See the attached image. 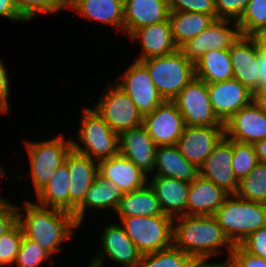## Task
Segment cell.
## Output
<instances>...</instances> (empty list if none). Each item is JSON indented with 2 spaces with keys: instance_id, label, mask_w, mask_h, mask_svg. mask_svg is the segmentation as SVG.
Wrapping results in <instances>:
<instances>
[{
  "instance_id": "obj_49",
  "label": "cell",
  "mask_w": 266,
  "mask_h": 267,
  "mask_svg": "<svg viewBox=\"0 0 266 267\" xmlns=\"http://www.w3.org/2000/svg\"><path fill=\"white\" fill-rule=\"evenodd\" d=\"M258 161L266 163V138L257 141L253 144Z\"/></svg>"
},
{
  "instance_id": "obj_34",
  "label": "cell",
  "mask_w": 266,
  "mask_h": 267,
  "mask_svg": "<svg viewBox=\"0 0 266 267\" xmlns=\"http://www.w3.org/2000/svg\"><path fill=\"white\" fill-rule=\"evenodd\" d=\"M194 259L173 245L161 251L143 254L136 267H189Z\"/></svg>"
},
{
  "instance_id": "obj_19",
  "label": "cell",
  "mask_w": 266,
  "mask_h": 267,
  "mask_svg": "<svg viewBox=\"0 0 266 267\" xmlns=\"http://www.w3.org/2000/svg\"><path fill=\"white\" fill-rule=\"evenodd\" d=\"M156 147L143 125L119 134V154L133 161L146 175L154 172Z\"/></svg>"
},
{
  "instance_id": "obj_18",
  "label": "cell",
  "mask_w": 266,
  "mask_h": 267,
  "mask_svg": "<svg viewBox=\"0 0 266 267\" xmlns=\"http://www.w3.org/2000/svg\"><path fill=\"white\" fill-rule=\"evenodd\" d=\"M233 78L251 92L257 90L258 53L261 51L253 36L240 35L231 45Z\"/></svg>"
},
{
  "instance_id": "obj_9",
  "label": "cell",
  "mask_w": 266,
  "mask_h": 267,
  "mask_svg": "<svg viewBox=\"0 0 266 267\" xmlns=\"http://www.w3.org/2000/svg\"><path fill=\"white\" fill-rule=\"evenodd\" d=\"M108 89L93 109L118 134L141 126L143 116L130 96L121 90L116 83L112 86L109 85Z\"/></svg>"
},
{
  "instance_id": "obj_27",
  "label": "cell",
  "mask_w": 266,
  "mask_h": 267,
  "mask_svg": "<svg viewBox=\"0 0 266 267\" xmlns=\"http://www.w3.org/2000/svg\"><path fill=\"white\" fill-rule=\"evenodd\" d=\"M65 9L71 8L88 20L109 24L123 30V0H64Z\"/></svg>"
},
{
  "instance_id": "obj_8",
  "label": "cell",
  "mask_w": 266,
  "mask_h": 267,
  "mask_svg": "<svg viewBox=\"0 0 266 267\" xmlns=\"http://www.w3.org/2000/svg\"><path fill=\"white\" fill-rule=\"evenodd\" d=\"M187 126H224L213 111L207 83L195 77L173 100Z\"/></svg>"
},
{
  "instance_id": "obj_16",
  "label": "cell",
  "mask_w": 266,
  "mask_h": 267,
  "mask_svg": "<svg viewBox=\"0 0 266 267\" xmlns=\"http://www.w3.org/2000/svg\"><path fill=\"white\" fill-rule=\"evenodd\" d=\"M207 89L213 111L224 124L253 99V92L234 78L208 83Z\"/></svg>"
},
{
  "instance_id": "obj_1",
  "label": "cell",
  "mask_w": 266,
  "mask_h": 267,
  "mask_svg": "<svg viewBox=\"0 0 266 267\" xmlns=\"http://www.w3.org/2000/svg\"><path fill=\"white\" fill-rule=\"evenodd\" d=\"M174 221H178V224ZM172 232V245L197 261H207L217 255L222 246L226 247L229 254L233 249V244L213 215L175 217Z\"/></svg>"
},
{
  "instance_id": "obj_52",
  "label": "cell",
  "mask_w": 266,
  "mask_h": 267,
  "mask_svg": "<svg viewBox=\"0 0 266 267\" xmlns=\"http://www.w3.org/2000/svg\"><path fill=\"white\" fill-rule=\"evenodd\" d=\"M211 267H231L226 261L223 263H212Z\"/></svg>"
},
{
  "instance_id": "obj_13",
  "label": "cell",
  "mask_w": 266,
  "mask_h": 267,
  "mask_svg": "<svg viewBox=\"0 0 266 267\" xmlns=\"http://www.w3.org/2000/svg\"><path fill=\"white\" fill-rule=\"evenodd\" d=\"M232 157L233 140L224 136L199 167V175L214 182L228 194H236L239 181L231 166Z\"/></svg>"
},
{
  "instance_id": "obj_42",
  "label": "cell",
  "mask_w": 266,
  "mask_h": 267,
  "mask_svg": "<svg viewBox=\"0 0 266 267\" xmlns=\"http://www.w3.org/2000/svg\"><path fill=\"white\" fill-rule=\"evenodd\" d=\"M231 267H266V260L245 251L240 245H233L226 261Z\"/></svg>"
},
{
  "instance_id": "obj_53",
  "label": "cell",
  "mask_w": 266,
  "mask_h": 267,
  "mask_svg": "<svg viewBox=\"0 0 266 267\" xmlns=\"http://www.w3.org/2000/svg\"><path fill=\"white\" fill-rule=\"evenodd\" d=\"M4 168L2 167V166H0V177H2L3 175H4V170H3Z\"/></svg>"
},
{
  "instance_id": "obj_44",
  "label": "cell",
  "mask_w": 266,
  "mask_h": 267,
  "mask_svg": "<svg viewBox=\"0 0 266 267\" xmlns=\"http://www.w3.org/2000/svg\"><path fill=\"white\" fill-rule=\"evenodd\" d=\"M18 206L0 196V237L17 223Z\"/></svg>"
},
{
  "instance_id": "obj_25",
  "label": "cell",
  "mask_w": 266,
  "mask_h": 267,
  "mask_svg": "<svg viewBox=\"0 0 266 267\" xmlns=\"http://www.w3.org/2000/svg\"><path fill=\"white\" fill-rule=\"evenodd\" d=\"M228 195L214 182L199 175L189 186L187 215L212 216Z\"/></svg>"
},
{
  "instance_id": "obj_54",
  "label": "cell",
  "mask_w": 266,
  "mask_h": 267,
  "mask_svg": "<svg viewBox=\"0 0 266 267\" xmlns=\"http://www.w3.org/2000/svg\"><path fill=\"white\" fill-rule=\"evenodd\" d=\"M0 112L1 113H7V111L0 105Z\"/></svg>"
},
{
  "instance_id": "obj_43",
  "label": "cell",
  "mask_w": 266,
  "mask_h": 267,
  "mask_svg": "<svg viewBox=\"0 0 266 267\" xmlns=\"http://www.w3.org/2000/svg\"><path fill=\"white\" fill-rule=\"evenodd\" d=\"M239 245L248 253L266 260V226L253 232Z\"/></svg>"
},
{
  "instance_id": "obj_10",
  "label": "cell",
  "mask_w": 266,
  "mask_h": 267,
  "mask_svg": "<svg viewBox=\"0 0 266 267\" xmlns=\"http://www.w3.org/2000/svg\"><path fill=\"white\" fill-rule=\"evenodd\" d=\"M122 74L117 86L128 94L142 116L153 112L164 100L159 95L146 67L136 61Z\"/></svg>"
},
{
  "instance_id": "obj_45",
  "label": "cell",
  "mask_w": 266,
  "mask_h": 267,
  "mask_svg": "<svg viewBox=\"0 0 266 267\" xmlns=\"http://www.w3.org/2000/svg\"><path fill=\"white\" fill-rule=\"evenodd\" d=\"M7 68L4 66L2 60L0 59V105L9 112V101L8 97L10 89H9V79Z\"/></svg>"
},
{
  "instance_id": "obj_41",
  "label": "cell",
  "mask_w": 266,
  "mask_h": 267,
  "mask_svg": "<svg viewBox=\"0 0 266 267\" xmlns=\"http://www.w3.org/2000/svg\"><path fill=\"white\" fill-rule=\"evenodd\" d=\"M249 0H215L218 19L238 21L244 13Z\"/></svg>"
},
{
  "instance_id": "obj_24",
  "label": "cell",
  "mask_w": 266,
  "mask_h": 267,
  "mask_svg": "<svg viewBox=\"0 0 266 267\" xmlns=\"http://www.w3.org/2000/svg\"><path fill=\"white\" fill-rule=\"evenodd\" d=\"M149 185L155 191L165 215L172 218L187 215L189 182L164 176H152Z\"/></svg>"
},
{
  "instance_id": "obj_6",
  "label": "cell",
  "mask_w": 266,
  "mask_h": 267,
  "mask_svg": "<svg viewBox=\"0 0 266 267\" xmlns=\"http://www.w3.org/2000/svg\"><path fill=\"white\" fill-rule=\"evenodd\" d=\"M126 234L143 255L172 246L173 218L168 215L120 218Z\"/></svg>"
},
{
  "instance_id": "obj_30",
  "label": "cell",
  "mask_w": 266,
  "mask_h": 267,
  "mask_svg": "<svg viewBox=\"0 0 266 267\" xmlns=\"http://www.w3.org/2000/svg\"><path fill=\"white\" fill-rule=\"evenodd\" d=\"M114 213L120 218L165 215L155 191L148 184L135 191L124 193Z\"/></svg>"
},
{
  "instance_id": "obj_38",
  "label": "cell",
  "mask_w": 266,
  "mask_h": 267,
  "mask_svg": "<svg viewBox=\"0 0 266 267\" xmlns=\"http://www.w3.org/2000/svg\"><path fill=\"white\" fill-rule=\"evenodd\" d=\"M23 237L24 233L18 222L0 237V266L14 264Z\"/></svg>"
},
{
  "instance_id": "obj_11",
  "label": "cell",
  "mask_w": 266,
  "mask_h": 267,
  "mask_svg": "<svg viewBox=\"0 0 266 267\" xmlns=\"http://www.w3.org/2000/svg\"><path fill=\"white\" fill-rule=\"evenodd\" d=\"M233 21V22H232ZM217 19L202 33L182 45L179 50L186 59L195 63L211 50L230 49L232 43L240 36L237 21ZM233 23L232 28L228 26Z\"/></svg>"
},
{
  "instance_id": "obj_5",
  "label": "cell",
  "mask_w": 266,
  "mask_h": 267,
  "mask_svg": "<svg viewBox=\"0 0 266 267\" xmlns=\"http://www.w3.org/2000/svg\"><path fill=\"white\" fill-rule=\"evenodd\" d=\"M78 132V141L85 147L72 141V149L76 152L97 162L119 154V134L114 132L94 109L83 108Z\"/></svg>"
},
{
  "instance_id": "obj_7",
  "label": "cell",
  "mask_w": 266,
  "mask_h": 267,
  "mask_svg": "<svg viewBox=\"0 0 266 267\" xmlns=\"http://www.w3.org/2000/svg\"><path fill=\"white\" fill-rule=\"evenodd\" d=\"M60 136L45 141L26 142L30 163V175L37 193L50 179L54 171L65 162L72 149V140Z\"/></svg>"
},
{
  "instance_id": "obj_46",
  "label": "cell",
  "mask_w": 266,
  "mask_h": 267,
  "mask_svg": "<svg viewBox=\"0 0 266 267\" xmlns=\"http://www.w3.org/2000/svg\"><path fill=\"white\" fill-rule=\"evenodd\" d=\"M0 16L7 17L11 21L27 22L17 10L13 0H0Z\"/></svg>"
},
{
  "instance_id": "obj_4",
  "label": "cell",
  "mask_w": 266,
  "mask_h": 267,
  "mask_svg": "<svg viewBox=\"0 0 266 267\" xmlns=\"http://www.w3.org/2000/svg\"><path fill=\"white\" fill-rule=\"evenodd\" d=\"M140 62L149 72L159 95L165 101H173L185 86L195 78L194 63L177 51Z\"/></svg>"
},
{
  "instance_id": "obj_3",
  "label": "cell",
  "mask_w": 266,
  "mask_h": 267,
  "mask_svg": "<svg viewBox=\"0 0 266 267\" xmlns=\"http://www.w3.org/2000/svg\"><path fill=\"white\" fill-rule=\"evenodd\" d=\"M233 245L266 226V204L229 194L213 215Z\"/></svg>"
},
{
  "instance_id": "obj_20",
  "label": "cell",
  "mask_w": 266,
  "mask_h": 267,
  "mask_svg": "<svg viewBox=\"0 0 266 267\" xmlns=\"http://www.w3.org/2000/svg\"><path fill=\"white\" fill-rule=\"evenodd\" d=\"M98 174L119 186L123 193L144 187L149 177L133 161L120 154L98 161Z\"/></svg>"
},
{
  "instance_id": "obj_36",
  "label": "cell",
  "mask_w": 266,
  "mask_h": 267,
  "mask_svg": "<svg viewBox=\"0 0 266 267\" xmlns=\"http://www.w3.org/2000/svg\"><path fill=\"white\" fill-rule=\"evenodd\" d=\"M259 163L253 144L233 140L231 166L238 181L248 176Z\"/></svg>"
},
{
  "instance_id": "obj_29",
  "label": "cell",
  "mask_w": 266,
  "mask_h": 267,
  "mask_svg": "<svg viewBox=\"0 0 266 267\" xmlns=\"http://www.w3.org/2000/svg\"><path fill=\"white\" fill-rule=\"evenodd\" d=\"M70 176L66 162L52 174L49 181L37 192L38 204L70 213Z\"/></svg>"
},
{
  "instance_id": "obj_26",
  "label": "cell",
  "mask_w": 266,
  "mask_h": 267,
  "mask_svg": "<svg viewBox=\"0 0 266 267\" xmlns=\"http://www.w3.org/2000/svg\"><path fill=\"white\" fill-rule=\"evenodd\" d=\"M124 196L123 191L115 183H111L99 174L95 176L92 185L85 193L83 201L72 213L76 223L80 226L87 208L104 209L111 208L116 211L120 199Z\"/></svg>"
},
{
  "instance_id": "obj_33",
  "label": "cell",
  "mask_w": 266,
  "mask_h": 267,
  "mask_svg": "<svg viewBox=\"0 0 266 267\" xmlns=\"http://www.w3.org/2000/svg\"><path fill=\"white\" fill-rule=\"evenodd\" d=\"M236 194L244 200L266 204V163L259 162L248 176L239 181Z\"/></svg>"
},
{
  "instance_id": "obj_17",
  "label": "cell",
  "mask_w": 266,
  "mask_h": 267,
  "mask_svg": "<svg viewBox=\"0 0 266 267\" xmlns=\"http://www.w3.org/2000/svg\"><path fill=\"white\" fill-rule=\"evenodd\" d=\"M224 132L226 138L254 144L266 138V114L251 102L224 124Z\"/></svg>"
},
{
  "instance_id": "obj_15",
  "label": "cell",
  "mask_w": 266,
  "mask_h": 267,
  "mask_svg": "<svg viewBox=\"0 0 266 267\" xmlns=\"http://www.w3.org/2000/svg\"><path fill=\"white\" fill-rule=\"evenodd\" d=\"M224 136V126L185 125L176 147L189 162L199 168Z\"/></svg>"
},
{
  "instance_id": "obj_21",
  "label": "cell",
  "mask_w": 266,
  "mask_h": 267,
  "mask_svg": "<svg viewBox=\"0 0 266 267\" xmlns=\"http://www.w3.org/2000/svg\"><path fill=\"white\" fill-rule=\"evenodd\" d=\"M70 176V213L83 201L98 174V162L71 149L65 158Z\"/></svg>"
},
{
  "instance_id": "obj_47",
  "label": "cell",
  "mask_w": 266,
  "mask_h": 267,
  "mask_svg": "<svg viewBox=\"0 0 266 267\" xmlns=\"http://www.w3.org/2000/svg\"><path fill=\"white\" fill-rule=\"evenodd\" d=\"M258 77L257 89L266 86V54L260 51L258 53Z\"/></svg>"
},
{
  "instance_id": "obj_39",
  "label": "cell",
  "mask_w": 266,
  "mask_h": 267,
  "mask_svg": "<svg viewBox=\"0 0 266 267\" xmlns=\"http://www.w3.org/2000/svg\"><path fill=\"white\" fill-rule=\"evenodd\" d=\"M20 15L28 22L37 13H57L64 6V0H13Z\"/></svg>"
},
{
  "instance_id": "obj_28",
  "label": "cell",
  "mask_w": 266,
  "mask_h": 267,
  "mask_svg": "<svg viewBox=\"0 0 266 267\" xmlns=\"http://www.w3.org/2000/svg\"><path fill=\"white\" fill-rule=\"evenodd\" d=\"M154 176L176 178L191 183L199 176V168L189 162L176 145L157 146L155 150Z\"/></svg>"
},
{
  "instance_id": "obj_2",
  "label": "cell",
  "mask_w": 266,
  "mask_h": 267,
  "mask_svg": "<svg viewBox=\"0 0 266 267\" xmlns=\"http://www.w3.org/2000/svg\"><path fill=\"white\" fill-rule=\"evenodd\" d=\"M24 205L25 213L19 207L17 211V222L21 225L24 236L39 243L51 254L58 253L61 250V242L70 239L74 233L73 229L79 226L73 214L67 211L41 206L31 201H25Z\"/></svg>"
},
{
  "instance_id": "obj_14",
  "label": "cell",
  "mask_w": 266,
  "mask_h": 267,
  "mask_svg": "<svg viewBox=\"0 0 266 267\" xmlns=\"http://www.w3.org/2000/svg\"><path fill=\"white\" fill-rule=\"evenodd\" d=\"M102 235V249L87 267H103L104 255L125 267H136L138 265L142 254L137 250L122 226L118 223L109 224Z\"/></svg>"
},
{
  "instance_id": "obj_51",
  "label": "cell",
  "mask_w": 266,
  "mask_h": 267,
  "mask_svg": "<svg viewBox=\"0 0 266 267\" xmlns=\"http://www.w3.org/2000/svg\"><path fill=\"white\" fill-rule=\"evenodd\" d=\"M189 267H211V263H208L207 261H197L194 260Z\"/></svg>"
},
{
  "instance_id": "obj_50",
  "label": "cell",
  "mask_w": 266,
  "mask_h": 267,
  "mask_svg": "<svg viewBox=\"0 0 266 267\" xmlns=\"http://www.w3.org/2000/svg\"><path fill=\"white\" fill-rule=\"evenodd\" d=\"M253 37L260 47V50L266 54V26H263L260 30H258Z\"/></svg>"
},
{
  "instance_id": "obj_12",
  "label": "cell",
  "mask_w": 266,
  "mask_h": 267,
  "mask_svg": "<svg viewBox=\"0 0 266 267\" xmlns=\"http://www.w3.org/2000/svg\"><path fill=\"white\" fill-rule=\"evenodd\" d=\"M156 146L176 145L185 128L183 116L173 101H163L143 116V124Z\"/></svg>"
},
{
  "instance_id": "obj_22",
  "label": "cell",
  "mask_w": 266,
  "mask_h": 267,
  "mask_svg": "<svg viewBox=\"0 0 266 267\" xmlns=\"http://www.w3.org/2000/svg\"><path fill=\"white\" fill-rule=\"evenodd\" d=\"M123 31L130 36L135 30L166 21L169 18L167 0H123Z\"/></svg>"
},
{
  "instance_id": "obj_23",
  "label": "cell",
  "mask_w": 266,
  "mask_h": 267,
  "mask_svg": "<svg viewBox=\"0 0 266 267\" xmlns=\"http://www.w3.org/2000/svg\"><path fill=\"white\" fill-rule=\"evenodd\" d=\"M133 40H140L142 53L136 61L151 57L169 55L178 50L173 36L169 18L166 21L151 24L135 30L130 36Z\"/></svg>"
},
{
  "instance_id": "obj_37",
  "label": "cell",
  "mask_w": 266,
  "mask_h": 267,
  "mask_svg": "<svg viewBox=\"0 0 266 267\" xmlns=\"http://www.w3.org/2000/svg\"><path fill=\"white\" fill-rule=\"evenodd\" d=\"M51 255L39 243L27 239L24 236L14 263H16L15 265L17 267H39Z\"/></svg>"
},
{
  "instance_id": "obj_35",
  "label": "cell",
  "mask_w": 266,
  "mask_h": 267,
  "mask_svg": "<svg viewBox=\"0 0 266 267\" xmlns=\"http://www.w3.org/2000/svg\"><path fill=\"white\" fill-rule=\"evenodd\" d=\"M237 25L240 35L245 36H253L263 26H266V0H249Z\"/></svg>"
},
{
  "instance_id": "obj_48",
  "label": "cell",
  "mask_w": 266,
  "mask_h": 267,
  "mask_svg": "<svg viewBox=\"0 0 266 267\" xmlns=\"http://www.w3.org/2000/svg\"><path fill=\"white\" fill-rule=\"evenodd\" d=\"M252 102L266 114V86L253 92Z\"/></svg>"
},
{
  "instance_id": "obj_31",
  "label": "cell",
  "mask_w": 266,
  "mask_h": 267,
  "mask_svg": "<svg viewBox=\"0 0 266 267\" xmlns=\"http://www.w3.org/2000/svg\"><path fill=\"white\" fill-rule=\"evenodd\" d=\"M194 67L195 77L207 84L233 79L229 49L206 52L194 63Z\"/></svg>"
},
{
  "instance_id": "obj_40",
  "label": "cell",
  "mask_w": 266,
  "mask_h": 267,
  "mask_svg": "<svg viewBox=\"0 0 266 267\" xmlns=\"http://www.w3.org/2000/svg\"><path fill=\"white\" fill-rule=\"evenodd\" d=\"M168 7L169 11L200 12L218 19L215 0H168Z\"/></svg>"
},
{
  "instance_id": "obj_32",
  "label": "cell",
  "mask_w": 266,
  "mask_h": 267,
  "mask_svg": "<svg viewBox=\"0 0 266 267\" xmlns=\"http://www.w3.org/2000/svg\"><path fill=\"white\" fill-rule=\"evenodd\" d=\"M173 40L178 49L207 29L215 19L200 12H169Z\"/></svg>"
}]
</instances>
